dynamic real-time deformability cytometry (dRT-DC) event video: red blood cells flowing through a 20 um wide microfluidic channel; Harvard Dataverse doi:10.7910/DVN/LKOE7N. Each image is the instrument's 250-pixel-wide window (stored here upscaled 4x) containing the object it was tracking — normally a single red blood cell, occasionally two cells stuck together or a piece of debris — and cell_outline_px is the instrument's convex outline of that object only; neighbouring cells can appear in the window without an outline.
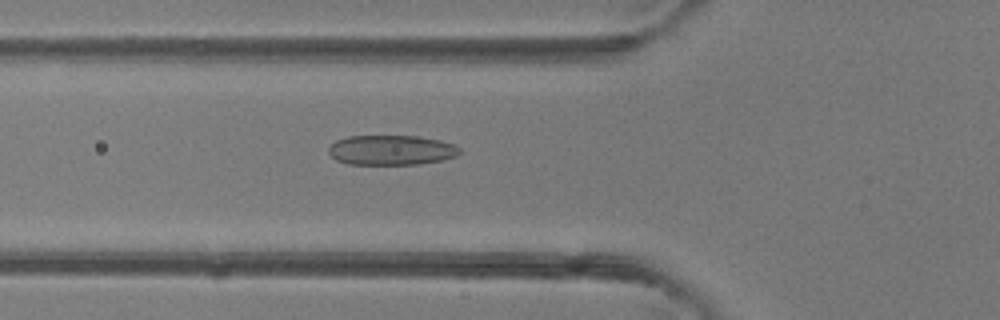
{"species": "common noctule bat (a hibernating species)", "species_latin": "Nyctalus noctula", "temperature_condition": "room temperature", "stored_images_in_passage": 4, "camera_frame_rate_fps": 3000, "um_per_image_px": 0.085, "animal": {"sex": "female"}, "frame": {"image": 1, "passage_image": 4, "time_ms": 3.667, "image_size_px": [1000, 320], "cell_outline_px": [[460, 152], [456, 156], [440, 160], [416, 164], [348, 164], [336, 160], [328, 152], [328, 148], [336, 140], [348, 136], [416, 136], [440, 140], [452, 144], [460, 148]], "centroid_in_image_um": [33.23, 12.75], "position_along_channel_um": 92.6, "area_um2": 22.66}}